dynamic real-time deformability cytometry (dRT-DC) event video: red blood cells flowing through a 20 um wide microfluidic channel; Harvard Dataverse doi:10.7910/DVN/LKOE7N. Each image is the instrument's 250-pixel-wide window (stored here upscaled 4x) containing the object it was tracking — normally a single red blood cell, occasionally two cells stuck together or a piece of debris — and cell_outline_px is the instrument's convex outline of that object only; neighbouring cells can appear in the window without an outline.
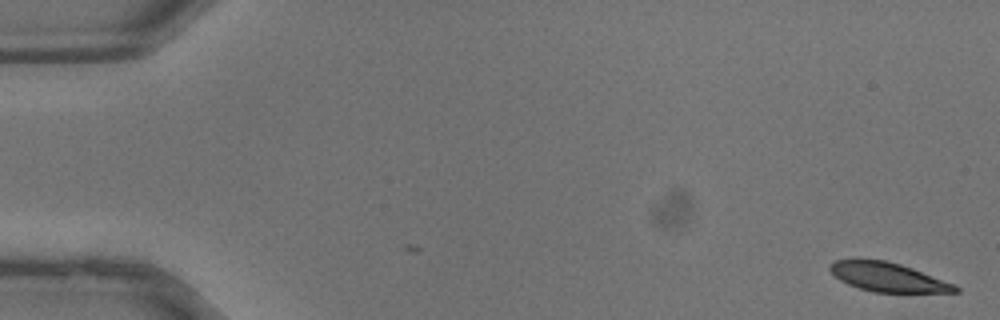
{"species": "common noctule bat (a hibernating species)", "species_latin": "Nyctalus noctula", "temperature_condition": "warm", "stored_images_in_passage": 2, "camera_frame_rate_fps": 3000, "um_per_image_px": 0.085, "animal": {"sex": "male", "body_mass_g": 13.3}, "frame": {"image": 1, "passage_image": 2, "time_ms": 0.333, "image_size_px": [1000, 320], "cell_outline_px": [[960, 292], [872, 292], [848, 284], [840, 280], [828, 268], [836, 260], [856, 256], [884, 260], [900, 264], [912, 268], [956, 284], [960, 288]], "centroid_in_image_um": [75.45, 23.52], "position_along_channel_um": 9.5, "area_um2": 21.56}}